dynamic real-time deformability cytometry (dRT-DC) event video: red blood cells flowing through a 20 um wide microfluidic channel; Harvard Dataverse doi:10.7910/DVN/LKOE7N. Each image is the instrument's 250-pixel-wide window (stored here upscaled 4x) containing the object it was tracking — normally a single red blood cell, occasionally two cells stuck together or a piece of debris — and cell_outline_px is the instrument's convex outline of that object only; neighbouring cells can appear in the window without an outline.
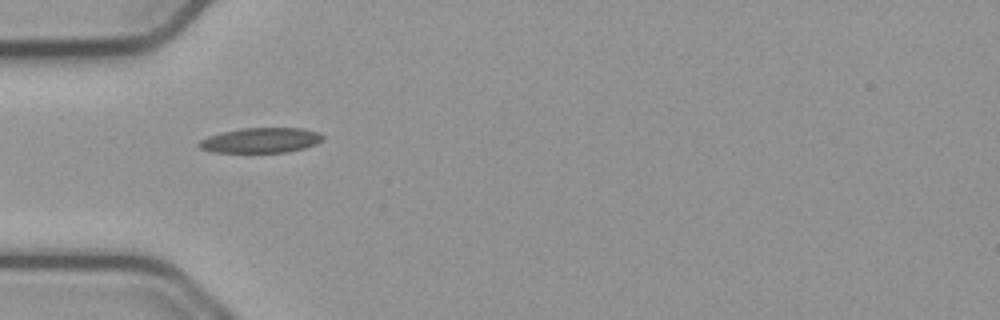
{"species": "common noctule bat (a hibernating species)", "species_latin": "Nyctalus noctula", "temperature_condition": "cold", "stored_images_in_passage": 4, "camera_frame_rate_fps": 3000, "um_per_image_px": 0.085, "animal": {"sex": "male", "body_mass_g": 23.1, "forearm_length_mm": 52.7}, "frame": {"image": 1, "passage_image": 1, "time_ms": 0.0, "image_size_px": [1000, 320], "cell_outline_px": [[324, 136], [316, 144], [304, 148], [288, 152], [212, 152], [200, 148], [196, 144], [200, 140], [208, 136], [240, 128], [304, 128], [316, 132]], "centroid_in_image_um": [22.14, 11.92], "position_along_channel_um": 62.9, "area_um2": 17.98}}
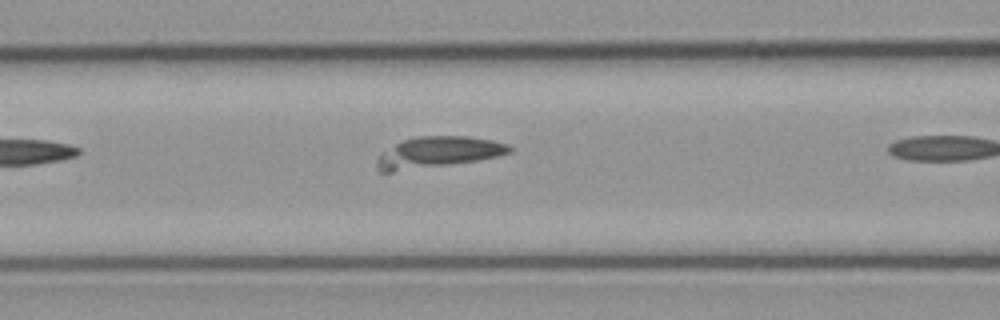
{"frame": {"image": 2, "passage_image": 3, "time_ms": 0.667, "image_size_px": [1000, 320], "cell_outline_px": [[516, 148], [512, 152], [496, 156], [476, 160], [392, 172], [380, 172], [376, 168], [376, 160], [380, 152], [404, 140], [416, 136], [468, 136], [492, 140], [508, 144]], "centroid_in_image_um": [37.21, 12.93], "position_along_channel_um": 129.4, "area_um2": 23.87}}